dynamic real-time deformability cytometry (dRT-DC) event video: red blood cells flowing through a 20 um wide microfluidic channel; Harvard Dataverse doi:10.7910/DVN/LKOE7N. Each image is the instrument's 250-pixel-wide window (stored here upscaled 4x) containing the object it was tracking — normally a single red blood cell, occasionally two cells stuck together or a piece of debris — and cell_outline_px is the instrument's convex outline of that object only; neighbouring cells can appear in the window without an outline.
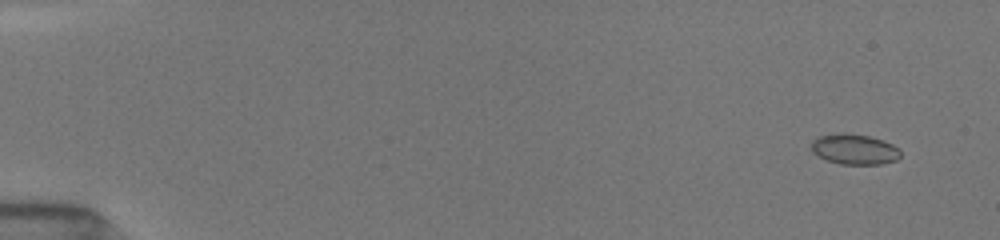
{"species": "common noctule bat (a hibernating species)", "species_latin": "Nyctalus noctula", "temperature_condition": "room temperature", "stored_images_in_passage": 12, "camera_frame_rate_fps": 3000, "um_per_image_px": 0.085, "animal": {"sex": "female", "body_mass_g": 19.5, "forearm_length_mm": 54.1}, "frame": {"image": 1, "passage_image": 2, "time_ms": 1.0, "image_size_px": [1000, 240], "cell_outline_px": [[900, 156], [896, 160], [880, 164], [840, 164], [828, 160], [812, 152], [812, 140], [820, 136], [844, 132], [868, 136], [884, 140], [892, 144], [900, 152]], "centroid_in_image_um": [72.63, 12.68], "position_along_channel_um": 12.4, "area_um2": 15.61}}
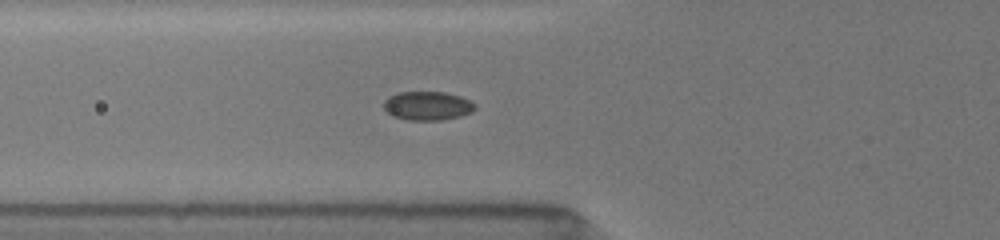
{"frame": {"image": 2, "passage_image": 8, "time_ms": 6.667, "image_size_px": [1000, 240], "cell_outline_px": [[476, 108], [472, 112], [460, 116], [440, 120], [408, 120], [392, 116], [384, 108], [384, 100], [388, 96], [400, 92], [444, 92], [460, 96], [472, 100], [476, 104]], "centroid_in_image_um": [36.36, 8.99], "position_along_channel_um": 89.4, "area_um2": 15.43}}
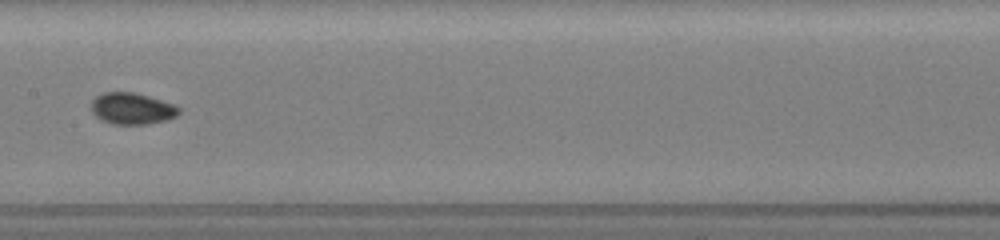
{"frame": {"image": 3, "passage_image": 12, "time_ms": 9.333, "image_size_px": [1000, 240], "cell_outline_px": [[180, 112], [176, 116], [168, 120], [148, 124], [112, 124], [96, 116], [92, 112], [92, 100], [96, 96], [104, 92], [136, 92], [172, 104], [180, 108]], "centroid_in_image_um": [11.23, 9.23], "position_along_channel_um": 196.2, "area_um2": 16.01}}